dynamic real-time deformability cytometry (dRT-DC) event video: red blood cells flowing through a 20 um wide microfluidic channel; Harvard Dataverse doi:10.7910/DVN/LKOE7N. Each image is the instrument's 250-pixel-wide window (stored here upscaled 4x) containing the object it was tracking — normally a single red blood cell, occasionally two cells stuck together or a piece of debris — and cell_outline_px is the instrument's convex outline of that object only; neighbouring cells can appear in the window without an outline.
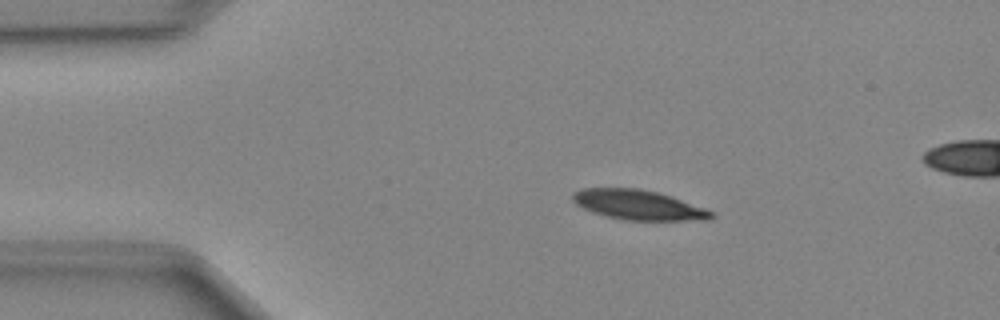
{"species": "Egyptian fruit bat (a non-hibernating species)", "species_latin": "Rousettus aegyptiacus", "temperature_condition": "cold", "stored_images_in_passage": 42, "segment_of_instrument_passage": [1, 2], "camera_frame_rate_fps": 3000, "um_per_image_px": 0.085, "animal": {"sex": "female"}, "frame": {"image": 1, "passage_image": 1, "time_ms": 0.0, "image_size_px": [1000, 320], "cell_outline_px": [[716, 216], [708, 220], [624, 220], [592, 212], [576, 204], [572, 200], [572, 192], [584, 188], [640, 188], [672, 196], [704, 208], [712, 212]], "centroid_in_image_um": [54.25, 17.41], "position_along_channel_um": 30.7, "area_um2": 23.99}}
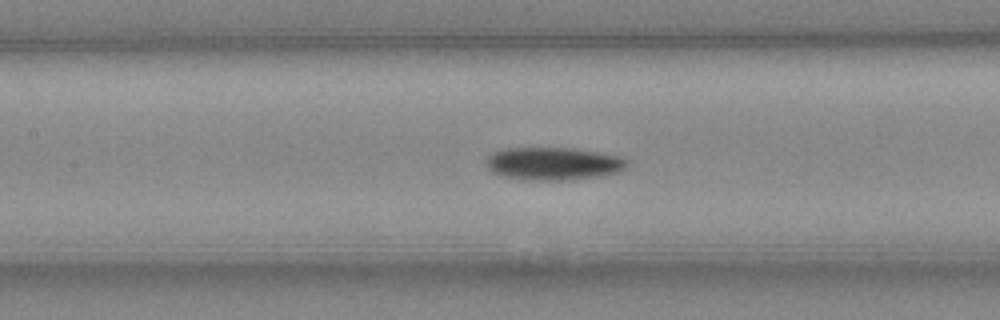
{"frame": {"image": 2, "passage_image": 14, "time_ms": 4.333, "image_size_px": [1000, 320], "cell_outline_px": [[628, 164], [620, 172], [596, 176], [568, 180], [528, 180], [504, 176], [492, 172], [484, 164], [484, 160], [492, 152], [504, 148], [576, 148], [600, 152], [620, 156], [628, 160]], "centroid_in_image_um": [47.01, 13.9], "position_along_channel_um": 160.4, "area_um2": 27.17}}
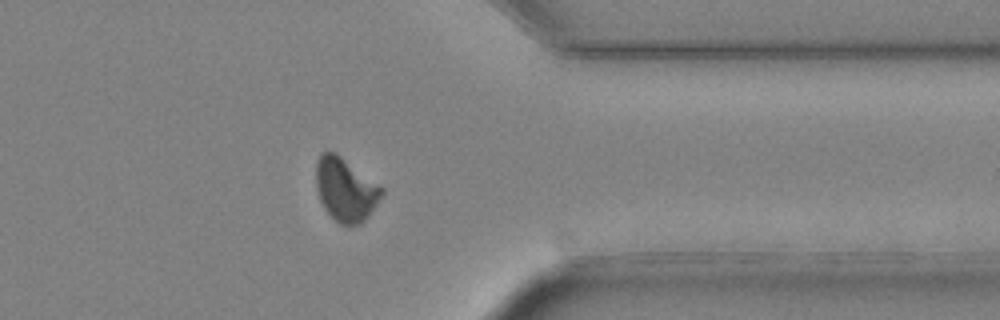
{"frame": {"image": 3, "passage_image": 31, "time_ms": 10.0, "image_size_px": [1000, 320], "cell_outline_px": [[384, 192], [368, 216], [360, 224], [340, 224], [324, 208], [320, 200], [316, 188], [316, 164], [320, 152], [328, 148], [336, 152], [384, 188]], "centroid_in_image_um": [29.34, 16.05], "position_along_channel_um": 382.1, "area_um2": 24.28}}